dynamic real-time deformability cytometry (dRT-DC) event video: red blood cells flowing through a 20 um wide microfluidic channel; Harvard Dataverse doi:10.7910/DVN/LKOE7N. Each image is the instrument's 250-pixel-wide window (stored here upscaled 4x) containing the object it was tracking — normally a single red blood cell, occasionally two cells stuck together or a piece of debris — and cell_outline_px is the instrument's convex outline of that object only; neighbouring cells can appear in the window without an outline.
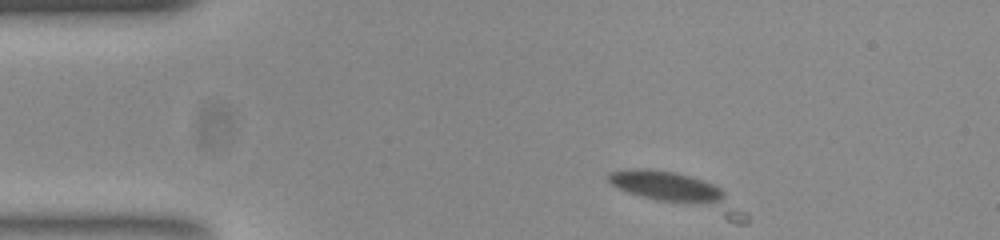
{"species": "common noctule bat (a hibernating species)", "species_latin": "Nyctalus noctula", "temperature_condition": "room temperature", "stored_images_in_passage": 4, "camera_frame_rate_fps": 3000, "um_per_image_px": 0.085, "animal": {"sex": "female", "body_mass_g": 23.0, "forearm_length_mm": 53.4}, "frame": {"image": 1, "passage_image": 1, "time_ms": 0.0, "image_size_px": [1000, 240], "cell_outline_px": [[748, 220], [744, 224], [736, 224], [656, 200], [620, 188], [612, 184], [608, 180], [608, 176], [612, 172], [672, 172], [688, 176], [712, 184], [720, 188], [748, 216]], "centroid_in_image_um": [57.92, 16.44], "position_along_channel_um": 27.1, "area_um2": 25.84}}